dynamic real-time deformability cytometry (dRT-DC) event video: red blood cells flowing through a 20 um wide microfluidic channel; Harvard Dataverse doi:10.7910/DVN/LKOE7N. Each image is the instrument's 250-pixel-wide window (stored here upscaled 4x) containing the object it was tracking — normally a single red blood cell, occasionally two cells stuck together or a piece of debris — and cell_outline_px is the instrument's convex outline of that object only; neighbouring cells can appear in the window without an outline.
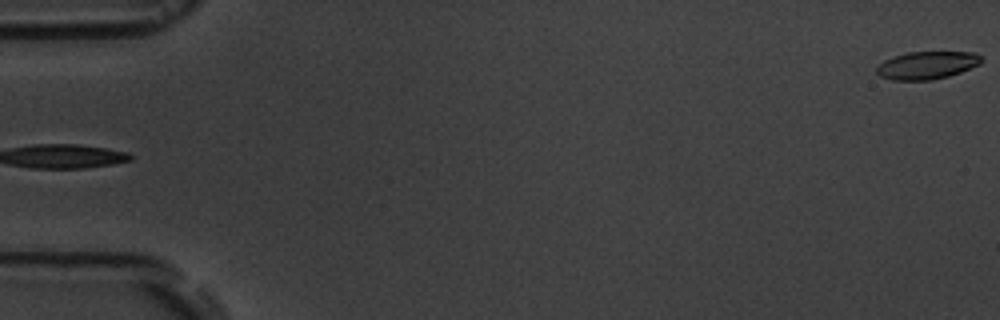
{"species": "common noctule bat (a hibernating species)", "species_latin": "Nyctalus noctula", "temperature_condition": "room temperature", "stored_images_in_passage": 4, "segment_of_instrument_passage": [2, 2], "camera_frame_rate_fps": 3000, "um_per_image_px": 0.085, "animal": {"sex": "male", "body_mass_g": 19.5, "forearm_length_mm": 54.6}, "frame": {"image": 1, "passage_image": 4, "time_ms": 3.333, "image_size_px": [1000, 320], "cell_outline_px": [[984, 60], [980, 64], [960, 72], [948, 76], [932, 80], [892, 80], [880, 76], [876, 72], [876, 68], [884, 60], [892, 56], [908, 52], [976, 52]], "centroid_in_image_um": [78.79, 5.54], "position_along_channel_um": 6.2, "area_um2": 16.99}}